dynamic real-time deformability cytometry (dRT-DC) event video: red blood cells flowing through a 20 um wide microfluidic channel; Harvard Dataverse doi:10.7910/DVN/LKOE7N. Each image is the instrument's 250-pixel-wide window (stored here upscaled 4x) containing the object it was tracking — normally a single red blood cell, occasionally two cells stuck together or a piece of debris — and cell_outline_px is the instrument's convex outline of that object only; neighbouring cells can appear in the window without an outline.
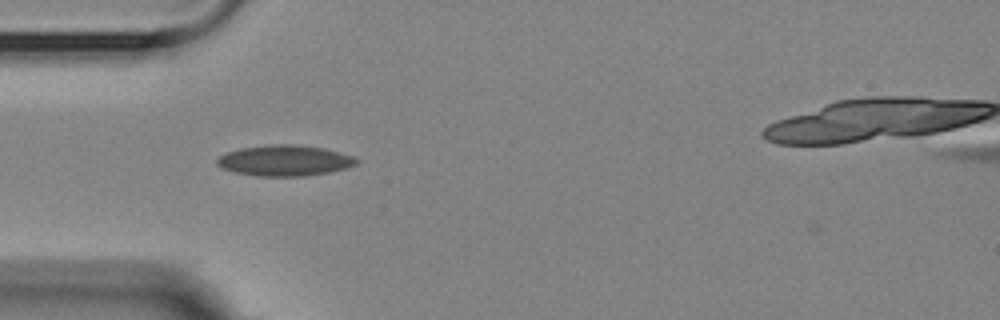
{"species": "Egyptian fruit bat (a non-hibernating species)", "species_latin": "Rousettus aegyptiacus", "temperature_condition": "room temperature", "stored_images_in_passage": 5, "camera_frame_rate_fps": 3000, "um_per_image_px": 0.085, "animal": {"sex": "female"}, "frame": {"image": 1, "passage_image": 4, "time_ms": 3.333, "image_size_px": [1000, 320], "cell_outline_px": [[360, 160], [356, 164], [348, 168], [332, 172], [304, 176], [256, 176], [236, 172], [220, 168], [216, 164], [216, 160], [220, 156], [228, 152], [240, 148], [272, 144], [292, 144], [324, 148], [352, 156]], "centroid_in_image_um": [24.21, 13.65], "position_along_channel_um": 60.8, "area_um2": 25.09}}
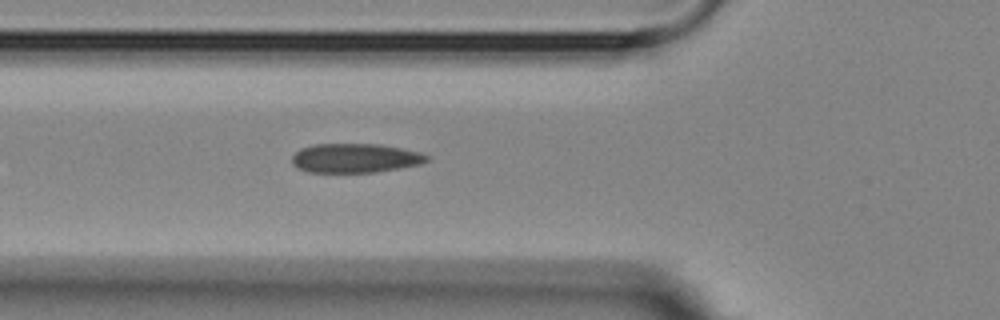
{"frame": {"image": 2, "passage_image": 5, "time_ms": 4.333, "image_size_px": [1000, 320], "cell_outline_px": [[428, 160], [420, 164], [400, 168], [376, 172], [308, 172], [296, 168], [292, 164], [292, 156], [300, 148], [316, 144], [380, 144], [420, 152], [428, 156]], "centroid_in_image_um": [30.16, 13.44], "position_along_channel_um": 95.6, "area_um2": 22.95}}